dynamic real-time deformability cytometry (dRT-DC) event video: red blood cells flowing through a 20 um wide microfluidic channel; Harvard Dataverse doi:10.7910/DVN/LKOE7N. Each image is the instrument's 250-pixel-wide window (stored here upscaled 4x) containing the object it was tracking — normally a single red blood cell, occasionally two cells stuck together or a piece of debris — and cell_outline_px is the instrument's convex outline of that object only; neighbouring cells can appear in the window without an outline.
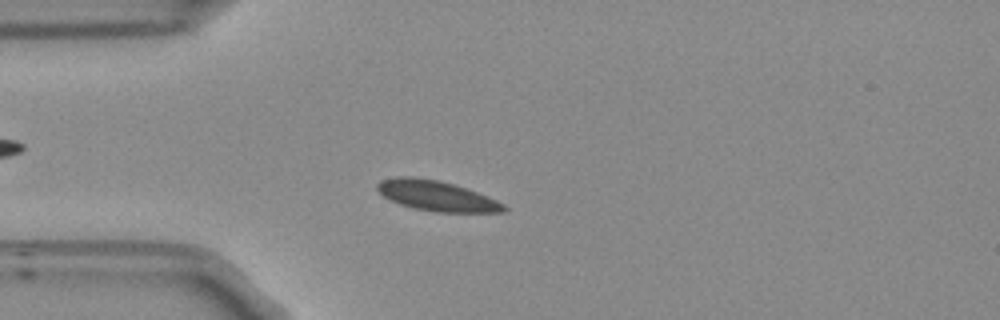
{"species": "Egyptian fruit bat (a non-hibernating species)", "species_latin": "Rousettus aegyptiacus", "temperature_condition": "room temperature", "stored_images_in_passage": 51, "camera_frame_rate_fps": 3000, "um_per_image_px": 0.085, "frame": {"image": 1, "passage_image": 11, "time_ms": 3.333, "image_size_px": [1000, 320], "cell_outline_px": [[508, 208], [504, 212], [436, 212], [412, 208], [400, 204], [384, 196], [376, 188], [376, 184], [380, 180], [396, 176], [412, 176], [436, 180], [452, 184], [476, 192], [496, 200], [504, 204]], "centroid_in_image_um": [37.08, 16.64], "position_along_channel_um": 47.9, "area_um2": 22.08}}
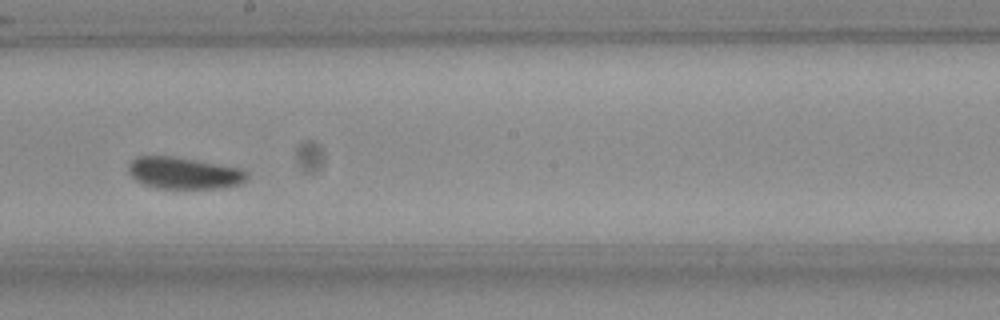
{"frame": {"image": 2, "passage_image": 27, "time_ms": 8.667, "image_size_px": [1000, 320], "cell_outline_px": [[248, 176], [240, 184], [220, 188], [156, 188], [144, 184], [136, 180], [132, 176], [128, 168], [128, 164], [132, 160], [140, 156], [172, 156], [240, 168], [248, 172]], "centroid_in_image_um": [15.63, 14.71], "position_along_channel_um": 232.6, "area_um2": 21.68}}
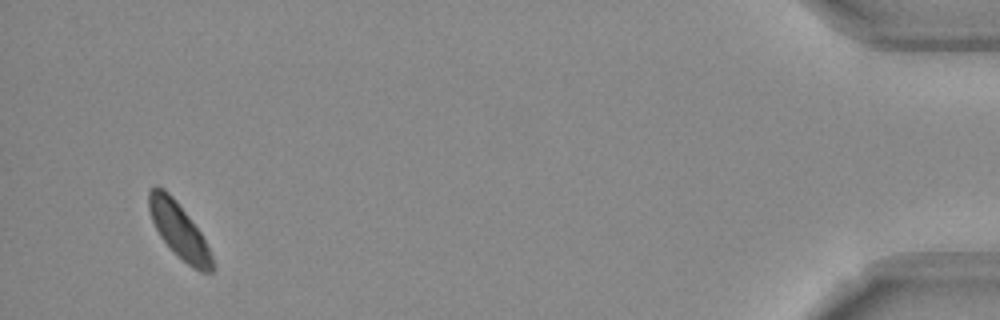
{"frame": {"image": 3, "passage_image": 49, "time_ms": 16.0, "image_size_px": [1000, 320], "cell_outline_px": [[216, 268], [212, 272], [200, 272], [192, 268], [160, 236], [152, 220], [148, 208], [148, 192], [156, 184], [164, 188], [172, 196], [200, 232], [216, 264]], "centroid_in_image_um": [15.22, 19.58], "position_along_channel_um": 420.0, "area_um2": 19.94}, "authors_computed_cell_mechanics": {"area_um2": 21.2126, "velocity_mm_per_s": 3.6771, "shape_relaxation_time_tau1_ms": 2.785, "shape_relaxation_time_tau2_ms": null, "deformation_change_tau1": 0.064, "deformation_change_tau2": null}}